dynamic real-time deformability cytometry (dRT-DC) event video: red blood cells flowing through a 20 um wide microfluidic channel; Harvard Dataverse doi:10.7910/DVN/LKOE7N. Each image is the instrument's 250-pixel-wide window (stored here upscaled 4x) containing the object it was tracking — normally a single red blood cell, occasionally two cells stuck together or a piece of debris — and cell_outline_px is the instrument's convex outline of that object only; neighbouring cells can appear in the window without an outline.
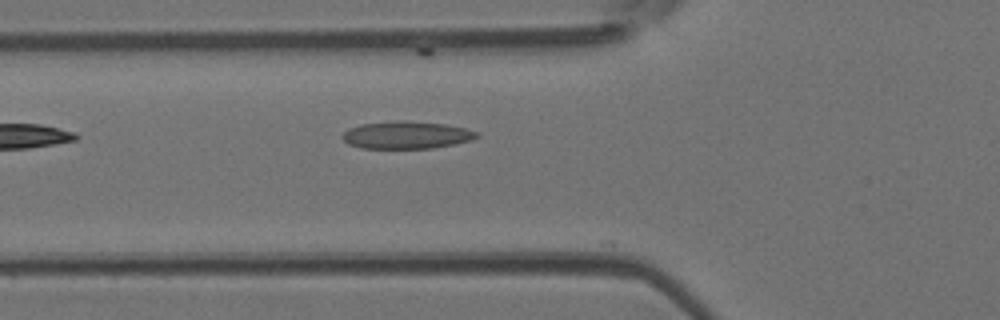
{"species": "Egyptian fruit bat (a non-hibernating species)", "species_latin": "Rousettus aegyptiacus", "temperature_condition": "room temperature", "stored_images_in_passage": 9, "camera_frame_rate_fps": 3000, "um_per_image_px": 0.085, "animal": {"sex": "female"}, "frame": {"image": 1, "passage_image": 2, "time_ms": 0.333, "image_size_px": [1000, 320], "cell_outline_px": [[480, 136], [472, 140], [432, 148], [360, 148], [348, 144], [340, 136], [348, 128], [360, 124], [444, 124], [464, 128], [480, 132]], "centroid_in_image_um": [34.56, 11.54], "position_along_channel_um": 91.2, "area_um2": 20.29}}
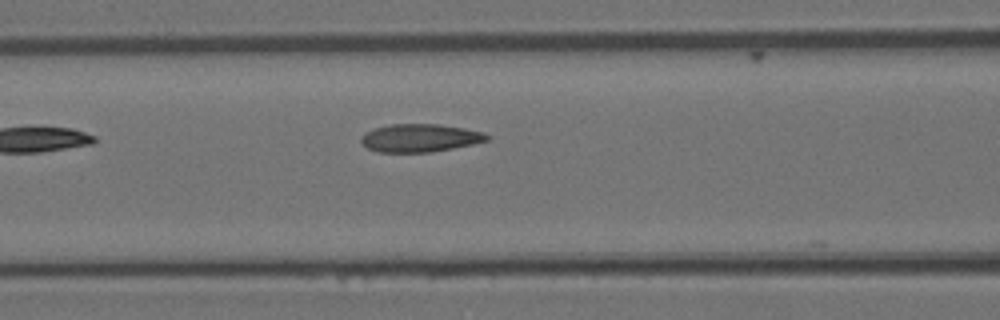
{"frame": {"image": 2, "passage_image": 5, "time_ms": 1.333, "image_size_px": [1000, 320], "cell_outline_px": [[492, 136], [488, 140], [472, 144], [452, 148], [428, 152], [376, 152], [368, 148], [360, 140], [360, 136], [364, 132], [388, 124], [440, 124], [464, 128], [484, 132]], "centroid_in_image_um": [35.69, 11.72], "position_along_channel_um": 130.9, "area_um2": 20.58}}